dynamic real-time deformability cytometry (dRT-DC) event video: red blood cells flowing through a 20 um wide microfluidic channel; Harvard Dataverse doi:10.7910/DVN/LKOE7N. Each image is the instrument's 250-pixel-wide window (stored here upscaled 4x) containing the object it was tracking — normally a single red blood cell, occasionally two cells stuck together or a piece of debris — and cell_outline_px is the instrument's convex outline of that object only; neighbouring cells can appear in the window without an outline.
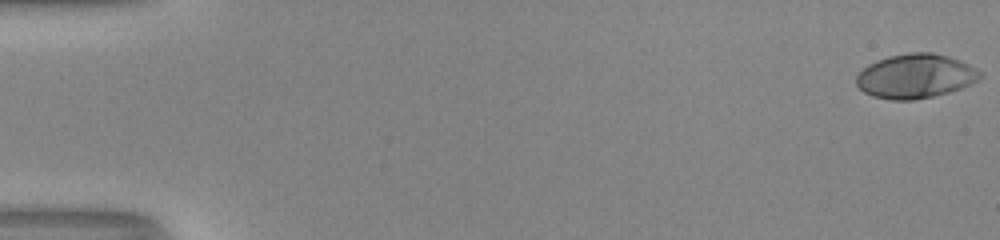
{"species": "human", "species_latin": "Homo sapiens", "temperature_condition": "room temperature", "stored_images_in_passage": 53, "camera_frame_rate_fps": 3000, "um_per_image_px": 0.085, "donor": {"sex": "male"}, "frame": {"image": 1, "passage_image": 1, "time_ms": 0.0, "image_size_px": [1000, 240], "cell_outline_px": [[984, 76], [960, 88], [948, 92], [932, 96], [912, 100], [892, 100], [872, 96], [864, 92], [856, 84], [856, 76], [868, 64], [888, 56], [912, 52], [932, 52], [948, 56], [960, 60], [968, 64], [980, 72]], "centroid_in_image_um": [77.79, 6.46], "position_along_channel_um": 7.2, "area_um2": 31.67}}
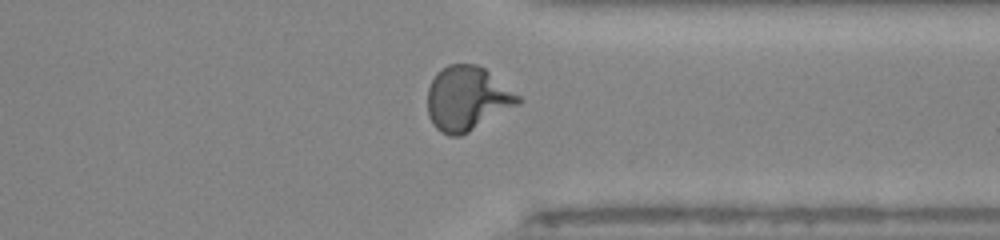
{"frame": {"image": 2, "passage_image": 42, "time_ms": 13.667, "image_size_px": [1000, 240], "cell_outline_px": [[524, 100], [520, 104], [468, 132], [460, 136], [448, 136], [440, 132], [432, 124], [428, 116], [428, 88], [436, 72], [448, 64], [476, 64], [484, 68], [520, 96]], "centroid_in_image_um": [39.7, 8.38], "position_along_channel_um": 371.7, "area_um2": 33.99}}
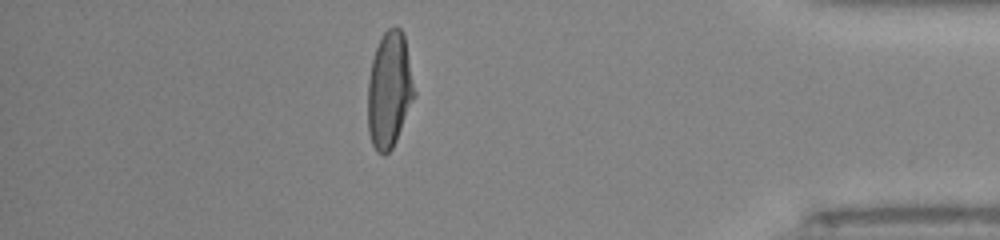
{"frame": {"image": 3, "passage_image": 47, "time_ms": 15.333, "image_size_px": [1000, 240], "cell_outline_px": [[416, 96], [396, 140], [392, 148], [384, 156], [376, 152], [372, 144], [368, 132], [368, 80], [372, 60], [376, 48], [384, 32], [388, 28], [396, 24], [404, 32], [416, 92]], "centroid_in_image_um": [33.11, 7.64], "position_along_channel_um": 402.1, "area_um2": 31.91}, "authors_computed_cell_mechanics": {"area_um2": 31.6744, "velocity_mm_per_s": 4.0581, "shape_relaxation_time_tau1_ms": 4.7552, "shape_relaxation_time_tau2_ms": null, "deformation_change_tau1": 0.2535, "deformation_change_tau2": null}}